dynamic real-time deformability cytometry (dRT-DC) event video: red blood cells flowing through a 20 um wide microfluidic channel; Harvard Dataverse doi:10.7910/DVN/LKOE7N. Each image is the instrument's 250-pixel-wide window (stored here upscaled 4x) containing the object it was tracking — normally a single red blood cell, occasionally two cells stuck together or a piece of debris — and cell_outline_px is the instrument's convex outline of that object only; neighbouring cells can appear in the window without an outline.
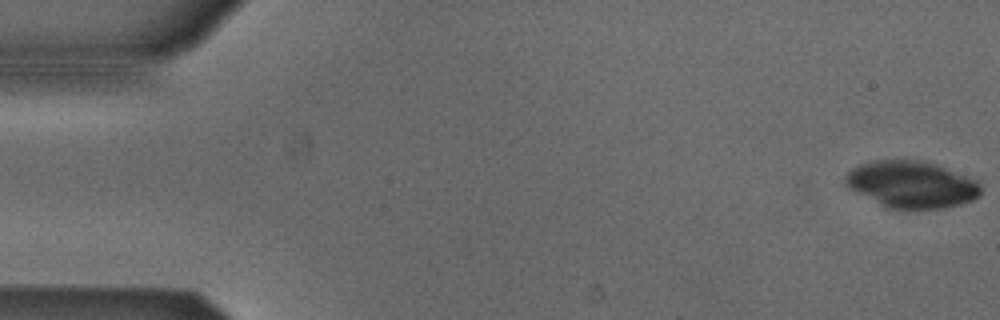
{"species": "Egyptian fruit bat (a non-hibernating species)", "species_latin": "Rousettus aegyptiacus", "temperature_condition": "cold", "stored_images_in_passage": 15, "camera_frame_rate_fps": 3000, "um_per_image_px": 0.085, "animal": {"sex": "male"}, "frame": {"image": 1, "passage_image": 1, "time_ms": 0.0, "image_size_px": [1000, 320], "cell_outline_px": [[980, 196], [972, 200], [960, 204], [944, 208], [884, 208], [848, 188], [844, 184], [844, 176], [852, 168], [860, 164], [872, 160], [916, 160], [936, 164], [976, 180], [980, 184]], "centroid_in_image_um": [77.43, 15.68], "position_along_channel_um": 7.6, "area_um2": 36.99}}